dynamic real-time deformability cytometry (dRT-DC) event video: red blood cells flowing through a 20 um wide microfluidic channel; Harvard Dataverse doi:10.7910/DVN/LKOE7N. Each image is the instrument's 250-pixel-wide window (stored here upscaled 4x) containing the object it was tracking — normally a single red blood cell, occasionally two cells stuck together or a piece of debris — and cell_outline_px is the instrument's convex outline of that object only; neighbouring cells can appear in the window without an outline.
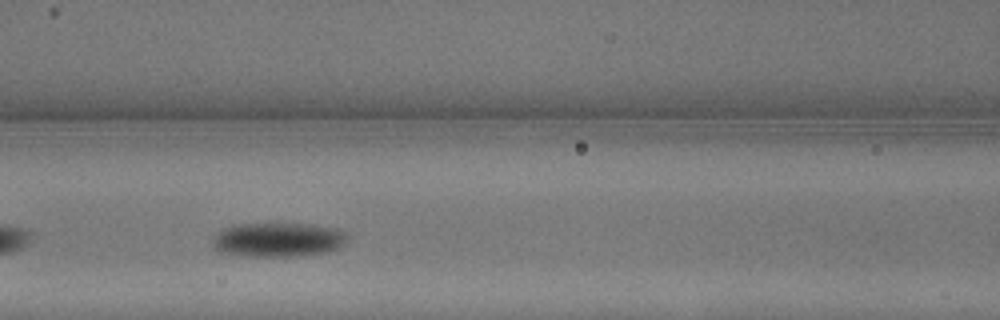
{"species": "common noctule bat (a hibernating species)", "species_latin": "Nyctalus noctula", "temperature_condition": "warm", "stored_images_in_passage": 15, "camera_frame_rate_fps": 3000, "um_per_image_px": 0.085, "animal": {"sex": "male", "body_mass_g": 13.3}, "frame": {"image": 1, "passage_image": 12, "time_ms": 3.667, "image_size_px": [1000, 320], "cell_outline_px": [[348, 240], [344, 244], [332, 252], [292, 256], [244, 256], [220, 252], [212, 248], [212, 236], [220, 228], [236, 224], [268, 220], [312, 224], [340, 228], [348, 232]], "centroid_in_image_um": [23.63, 20.31], "position_along_channel_um": 143.0, "area_um2": 28.73}}
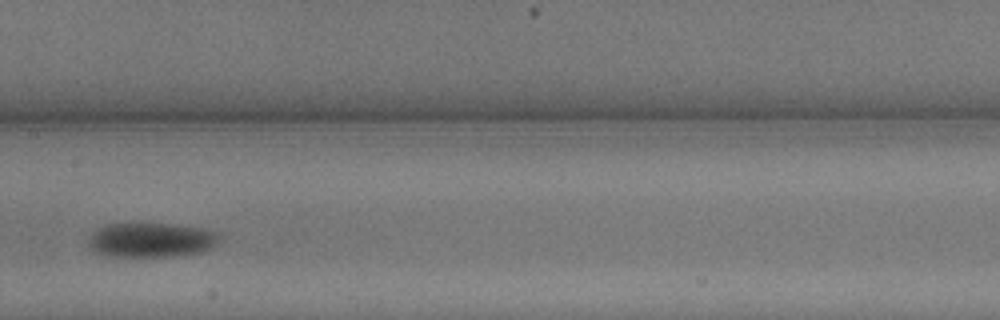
{"frame": {"image": 2, "passage_image": 14, "time_ms": 4.333, "image_size_px": [1000, 320], "cell_outline_px": [[220, 236], [212, 248], [200, 252], [172, 256], [104, 256], [96, 252], [88, 244], [88, 240], [92, 232], [96, 228], [104, 224], [168, 224], [200, 228], [220, 232]], "centroid_in_image_um": [12.82, 20.4], "position_along_channel_um": 194.6, "area_um2": 26.24}}